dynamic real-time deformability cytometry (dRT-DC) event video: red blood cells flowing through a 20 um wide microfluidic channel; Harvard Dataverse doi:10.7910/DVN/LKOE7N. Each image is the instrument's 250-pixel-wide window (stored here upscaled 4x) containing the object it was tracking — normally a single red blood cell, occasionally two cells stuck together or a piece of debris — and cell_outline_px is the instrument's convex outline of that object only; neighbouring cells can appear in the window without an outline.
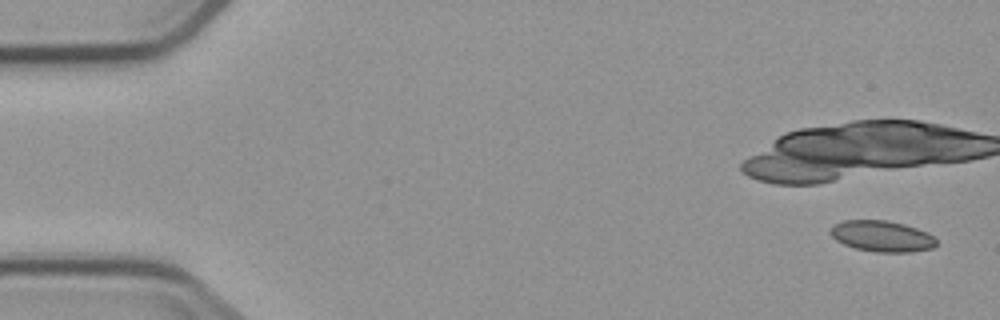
{"species": "common noctule bat (a hibernating species)", "species_latin": "Nyctalus noctula", "temperature_condition": "cold", "stored_images_in_passage": 6, "camera_frame_rate_fps": 3000, "um_per_image_px": 0.085, "animal": {"sex": "male", "body_mass_g": 23.1, "forearm_length_mm": 52.7}, "frame": {"image": 1, "passage_image": 1, "time_ms": 0.0, "image_size_px": [1000, 320], "cell_outline_px": [[936, 244], [932, 248], [912, 252], [876, 252], [856, 248], [844, 244], [836, 240], [832, 236], [832, 228], [836, 224], [844, 220], [888, 220], [904, 224], [916, 228], [932, 236], [936, 240]], "centroid_in_image_um": [74.97, 20.08], "position_along_channel_um": 10.0, "area_um2": 18.84}}